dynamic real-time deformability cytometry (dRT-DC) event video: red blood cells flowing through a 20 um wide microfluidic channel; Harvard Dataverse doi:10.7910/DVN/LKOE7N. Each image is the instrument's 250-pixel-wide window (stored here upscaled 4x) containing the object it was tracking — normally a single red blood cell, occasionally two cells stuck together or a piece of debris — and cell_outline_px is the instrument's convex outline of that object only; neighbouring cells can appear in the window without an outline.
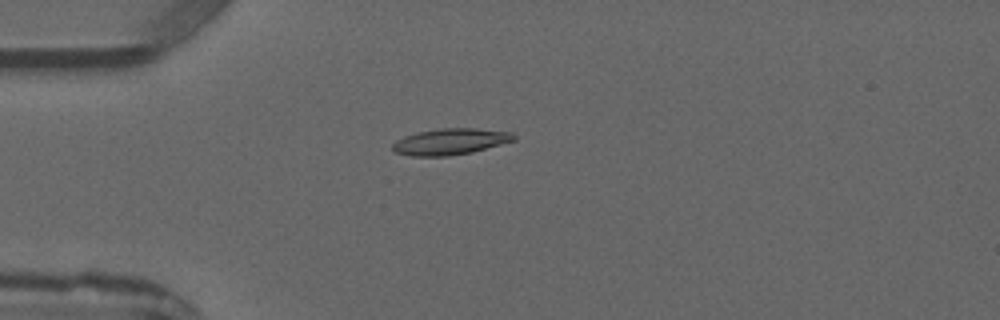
{"species": "common noctule bat (a hibernating species)", "species_latin": "Nyctalus noctula", "temperature_condition": "warm", "stored_images_in_passage": 4, "camera_frame_rate_fps": 3000, "um_per_image_px": 0.085, "animal": {"sex": "male", "forearm_length_mm": 52.5}, "frame": {"image": 1, "passage_image": 4, "time_ms": 3.333, "image_size_px": [1000, 320], "cell_outline_px": [[516, 140], [472, 152], [448, 156], [412, 156], [392, 152], [392, 144], [396, 140], [404, 136], [420, 132], [440, 128], [476, 128], [512, 132], [516, 136]], "centroid_in_image_um": [38.27, 12.04], "position_along_channel_um": 46.7, "area_um2": 18.61}}